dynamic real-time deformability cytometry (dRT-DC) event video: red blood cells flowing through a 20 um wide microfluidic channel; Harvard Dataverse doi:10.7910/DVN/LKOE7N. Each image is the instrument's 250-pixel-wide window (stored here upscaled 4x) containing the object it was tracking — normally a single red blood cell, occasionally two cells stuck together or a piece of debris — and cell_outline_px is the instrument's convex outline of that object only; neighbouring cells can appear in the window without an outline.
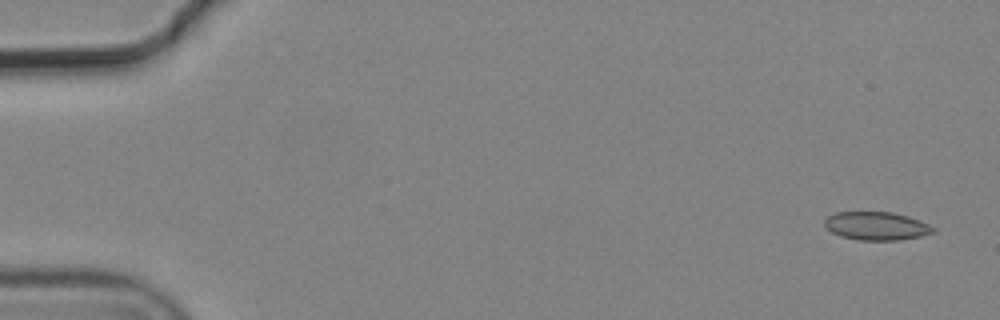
{"species": "common noctule bat (a hibernating species)", "species_latin": "Nyctalus noctula", "temperature_condition": "cold", "stored_images_in_passage": 4, "camera_frame_rate_fps": 3000, "um_per_image_px": 0.085, "animal": {"sex": "male", "body_mass_g": 19.2, "forearm_length_mm": 51.8}, "frame": {"image": 1, "passage_image": 1, "time_ms": 0.0, "image_size_px": [1000, 320], "cell_outline_px": [[936, 232], [920, 236], [896, 240], [860, 240], [840, 236], [832, 232], [824, 224], [824, 220], [828, 216], [836, 212], [892, 212], [908, 216], [928, 224], [936, 228]], "centroid_in_image_um": [74.5, 19.2], "position_along_channel_um": 10.5, "area_um2": 17.8}}
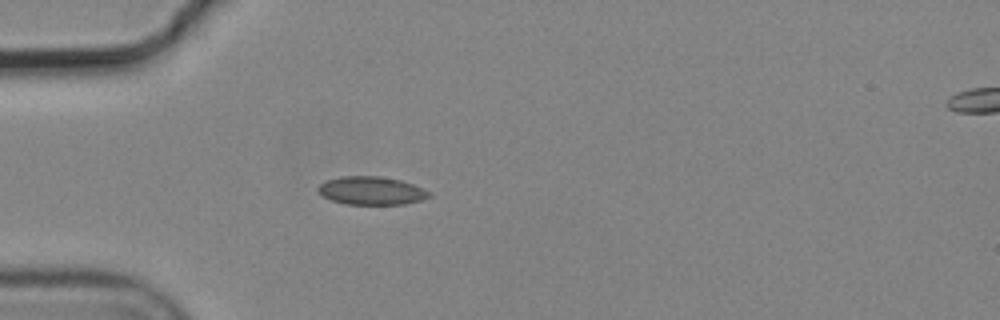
{"frame": {"image": 2, "passage_image": 4, "time_ms": 1.0, "image_size_px": [1000, 320], "cell_outline_px": [[432, 196], [420, 200], [404, 204], [344, 204], [332, 200], [324, 196], [316, 188], [324, 180], [340, 176], [380, 176], [400, 180], [412, 184], [428, 192]], "centroid_in_image_um": [31.52, 16.2], "position_along_channel_um": 53.5, "area_um2": 18.09}}